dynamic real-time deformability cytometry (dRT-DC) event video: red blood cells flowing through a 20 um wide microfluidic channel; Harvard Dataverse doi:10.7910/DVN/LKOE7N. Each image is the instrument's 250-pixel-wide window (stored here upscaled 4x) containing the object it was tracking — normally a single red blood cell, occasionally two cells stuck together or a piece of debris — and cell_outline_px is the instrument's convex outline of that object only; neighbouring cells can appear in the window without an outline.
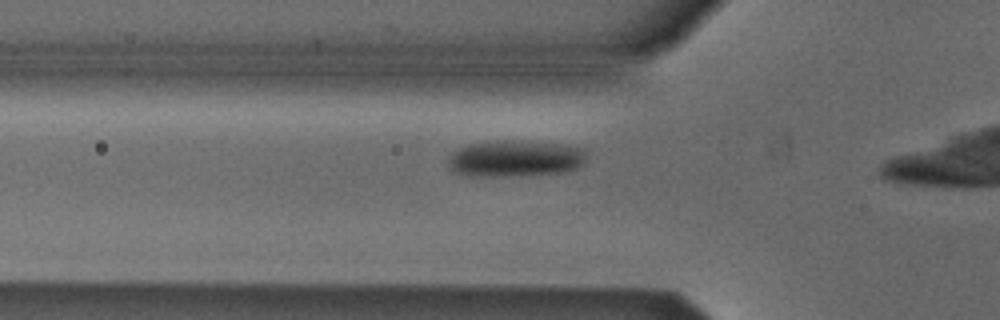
{"species": "Egyptian fruit bat (a non-hibernating species)", "species_latin": "Rousettus aegyptiacus", "temperature_condition": "cold", "stored_images_in_passage": 18, "camera_frame_rate_fps": 3000, "um_per_image_px": 0.085, "animal": {"sex": "male"}, "frame": {"image": 1, "passage_image": 13, "time_ms": 4.0, "image_size_px": [1000, 320], "cell_outline_px": [[584, 164], [568, 172], [520, 176], [468, 176], [452, 172], [448, 168], [448, 160], [460, 148], [468, 144], [500, 140], [508, 140], [568, 144], [584, 148]], "centroid_in_image_um": [43.82, 13.49], "position_along_channel_um": 82.0, "area_um2": 29.77}}
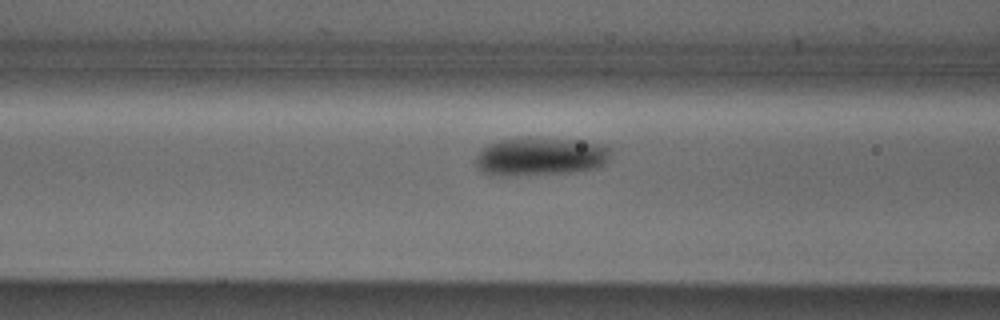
{"frame": {"image": 2, "passage_image": 16, "time_ms": 5.0, "image_size_px": [1000, 320], "cell_outline_px": [[612, 152], [608, 160], [600, 168], [572, 172], [508, 176], [500, 176], [484, 172], [476, 164], [476, 156], [488, 144], [500, 140], [528, 136], [536, 136], [572, 140], [604, 144], [612, 148]], "centroid_in_image_um": [45.99, 13.28], "position_along_channel_um": 120.6, "area_um2": 30.58}}